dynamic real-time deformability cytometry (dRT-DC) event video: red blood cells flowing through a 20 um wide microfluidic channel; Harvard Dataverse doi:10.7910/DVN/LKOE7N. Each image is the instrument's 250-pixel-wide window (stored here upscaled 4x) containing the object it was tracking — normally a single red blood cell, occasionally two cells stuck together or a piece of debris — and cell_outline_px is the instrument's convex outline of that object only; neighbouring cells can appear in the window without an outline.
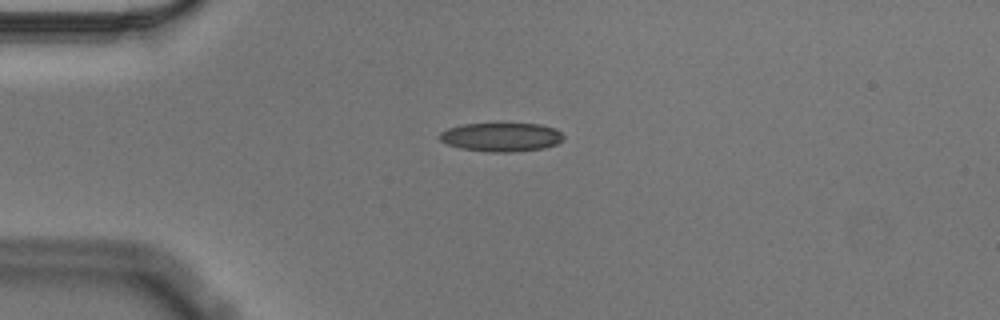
{"species": "Egyptian fruit bat (a non-hibernating species)", "species_latin": "Rousettus aegyptiacus", "temperature_condition": "cold", "stored_images_in_passage": 43, "camera_frame_rate_fps": 3000, "um_per_image_px": 0.085, "animal": {"sex": "male"}, "frame": {"image": 1, "passage_image": 1, "time_ms": 0.0, "image_size_px": [1000, 320], "cell_outline_px": [[564, 136], [556, 144], [544, 148], [512, 152], [488, 152], [460, 148], [448, 144], [440, 140], [436, 136], [440, 132], [448, 128], [460, 124], [540, 124], [556, 128]], "centroid_in_image_um": [42.57, 11.65], "position_along_channel_um": 42.4, "area_um2": 20.81}}
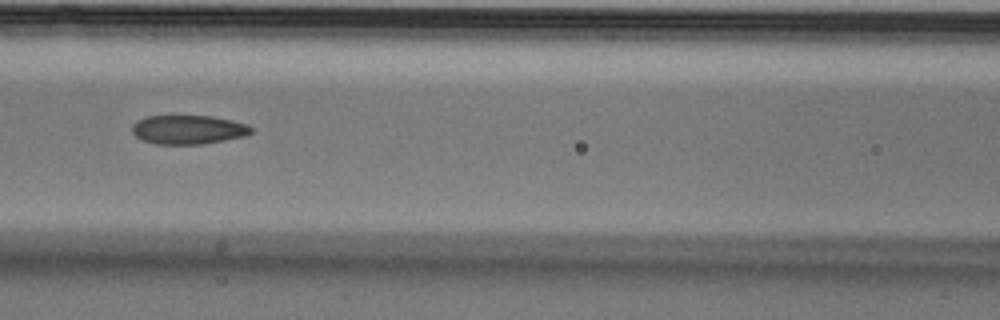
{"frame": {"image": 2, "passage_image": 12, "time_ms": 3.667, "image_size_px": [1000, 320], "cell_outline_px": [[252, 132], [244, 136], [204, 144], [156, 144], [140, 140], [132, 132], [132, 124], [136, 120], [148, 116], [212, 116], [232, 120], [248, 124], [252, 128]], "centroid_in_image_um": [15.98, 11.02], "position_along_channel_um": 150.6, "area_um2": 20.23}}
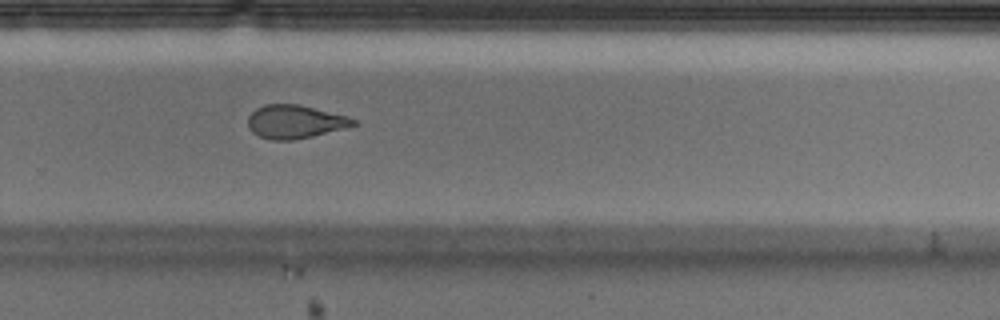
{"frame": {"image": 3, "passage_image": 25, "time_ms": 8.0, "image_size_px": [1000, 320], "cell_outline_px": [[356, 124], [344, 128], [312, 136], [292, 140], [268, 140], [252, 132], [248, 128], [248, 116], [256, 108], [264, 104], [300, 104], [348, 116], [356, 120]], "centroid_in_image_um": [25.04, 10.34], "position_along_channel_um": 304.8, "area_um2": 20.52}, "authors_computed_cell_mechanics": {"area_um2": 21.386, "velocity_mm_per_s": 3.5632, "shape_relaxation_time_tau1_ms": null, "shape_relaxation_time_tau2_ms": 2.885, "deformation_change_tau1": null, "deformation_change_tau2": 0.099}}